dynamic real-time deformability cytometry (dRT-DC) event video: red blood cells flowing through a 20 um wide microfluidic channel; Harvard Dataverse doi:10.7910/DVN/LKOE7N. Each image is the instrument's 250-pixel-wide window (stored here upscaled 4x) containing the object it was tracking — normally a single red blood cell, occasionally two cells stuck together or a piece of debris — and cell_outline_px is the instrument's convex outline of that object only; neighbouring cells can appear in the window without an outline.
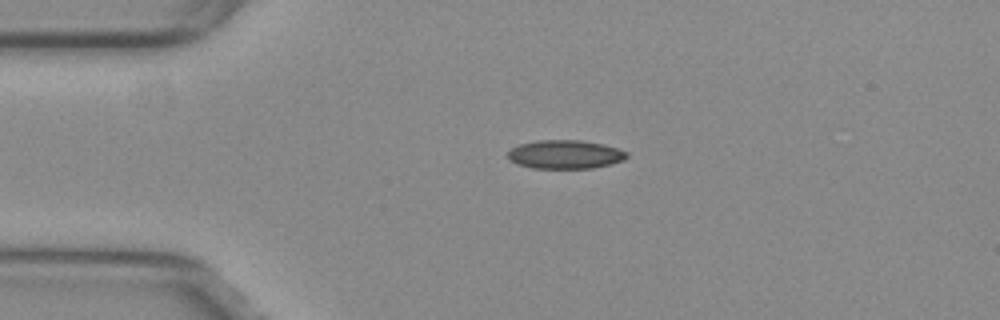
{"species": "common noctule bat (a hibernating species)", "species_latin": "Nyctalus noctula", "temperature_condition": "warm", "stored_images_in_passage": 43, "camera_frame_rate_fps": 3000, "um_per_image_px": 0.085, "animal": {"sex": "female", "body_mass_g": 29.2, "forearm_length_mm": 56.3}, "frame": {"image": 1, "passage_image": 1, "time_ms": 0.0, "image_size_px": [1000, 320], "cell_outline_px": [[628, 156], [624, 160], [612, 164], [592, 168], [532, 168], [516, 164], [508, 160], [508, 152], [512, 148], [520, 144], [536, 140], [580, 140], [604, 144], [628, 152]], "centroid_in_image_um": [48.03, 13.13], "position_along_channel_um": 37.0, "area_um2": 20.0}}
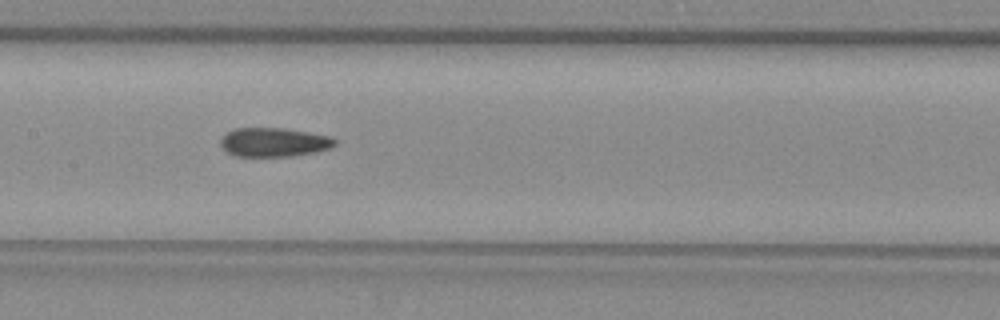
{"frame": {"image": 2, "passage_image": 15, "time_ms": 4.667, "image_size_px": [1000, 320], "cell_outline_px": [[336, 144], [332, 148], [316, 152], [292, 156], [236, 156], [228, 152], [220, 144], [220, 140], [224, 132], [236, 128], [284, 128], [332, 136], [336, 140]], "centroid_in_image_um": [23.3, 12.08], "position_along_channel_um": 184.1, "area_um2": 19.48}}
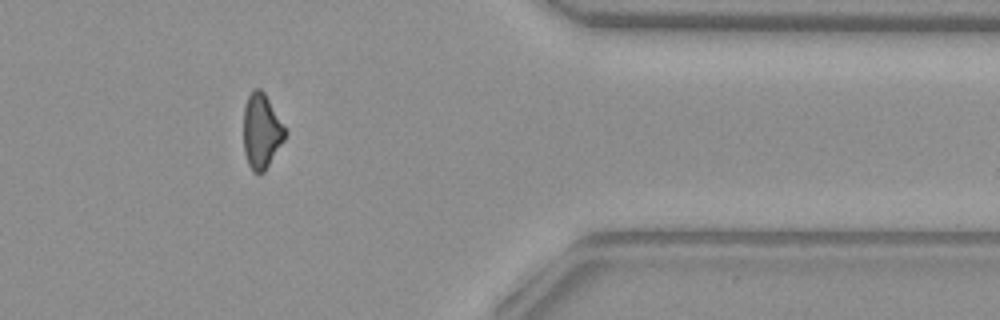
{"frame": {"image": 3, "passage_image": 33, "time_ms": 10.667, "image_size_px": [1000, 320], "cell_outline_px": [[288, 132], [284, 140], [264, 172], [252, 172], [248, 164], [244, 152], [244, 104], [252, 88], [260, 88], [264, 92]], "centroid_in_image_um": [22.22, 11.13], "position_along_channel_um": 389.2, "area_um2": 18.15}, "authors_computed_cell_mechanics": {"area_um2": 19.4208, "velocity_mm_per_s": 3.8127, "shape_relaxation_time_tau1_ms": 9.2616, "shape_relaxation_time_tau2_ms": 3.6004, "deformation_change_tau1": 0.1877, "deformation_change_tau2": 0.0955}}